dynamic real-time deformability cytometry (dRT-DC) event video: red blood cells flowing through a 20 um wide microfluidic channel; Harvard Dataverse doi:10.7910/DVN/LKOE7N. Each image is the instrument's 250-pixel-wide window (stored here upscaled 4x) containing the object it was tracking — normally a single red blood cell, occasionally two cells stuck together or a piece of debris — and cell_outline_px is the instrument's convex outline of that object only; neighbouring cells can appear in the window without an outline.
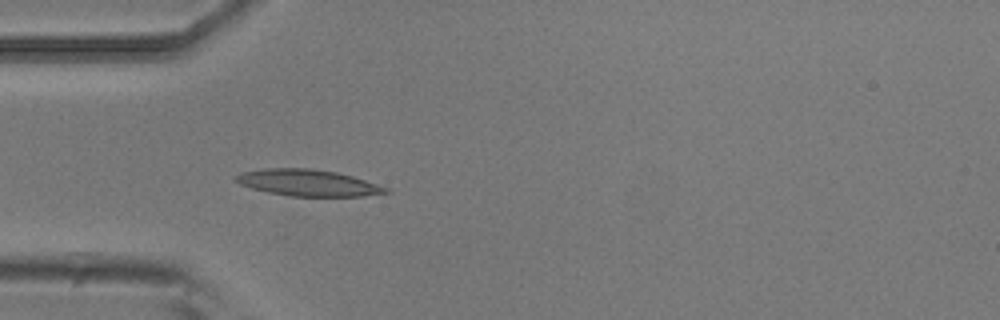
{"species": "common noctule bat (a hibernating species)", "species_latin": "Nyctalus noctula", "temperature_condition": "room temperature", "stored_images_in_passage": 4, "camera_frame_rate_fps": 3000, "um_per_image_px": 0.085, "animal": {"sex": "male", "body_mass_g": 20.5, "forearm_length_mm": 52.5}, "frame": {"image": 1, "passage_image": 4, "time_ms": 1.0, "image_size_px": [1000, 320], "cell_outline_px": [[392, 192], [364, 196], [288, 196], [268, 192], [252, 188], [240, 184], [236, 180], [236, 176], [240, 172], [264, 168], [312, 168], [336, 172], [352, 176], [388, 188]], "centroid_in_image_um": [26.17, 15.53], "position_along_channel_um": 58.8, "area_um2": 23.06}}